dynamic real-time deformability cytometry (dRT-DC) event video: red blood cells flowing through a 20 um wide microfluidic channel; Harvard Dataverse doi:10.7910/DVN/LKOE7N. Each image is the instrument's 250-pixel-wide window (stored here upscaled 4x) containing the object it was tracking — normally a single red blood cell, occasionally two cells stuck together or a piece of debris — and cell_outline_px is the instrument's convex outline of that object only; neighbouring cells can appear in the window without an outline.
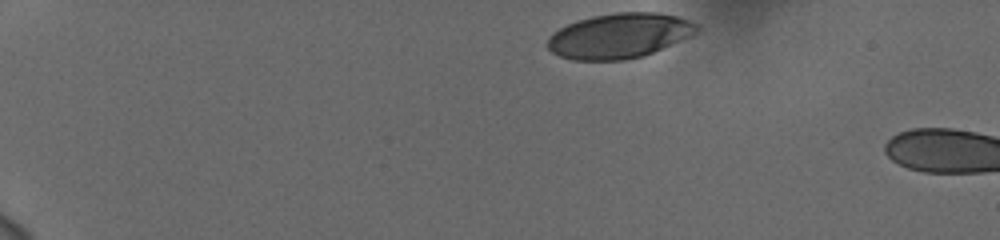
{"species": "human", "species_latin": "Homo sapiens", "temperature_condition": "cold", "stored_images_in_passage": 40, "camera_frame_rate_fps": 3000, "um_per_image_px": 0.085, "donor": {"sex": "female"}, "frame": {"image": 1, "passage_image": 1, "time_ms": 0.0, "image_size_px": [1000, 240], "cell_outline_px": [[700, 28], [692, 36], [644, 56], [624, 60], [572, 60], [560, 56], [552, 52], [544, 44], [548, 36], [552, 32], [576, 20], [592, 16], [616, 12], [656, 12], [676, 16], [688, 20], [696, 24]], "centroid_in_image_um": [52.61, 3.04], "position_along_channel_um": 32.4, "area_um2": 39.42}}
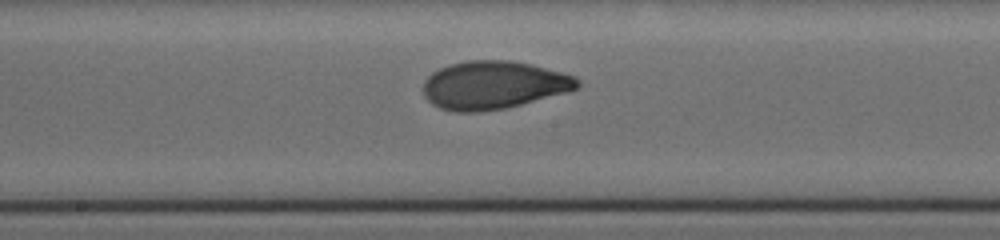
{"frame": {"image": 2, "passage_image": 23, "time_ms": 7.333, "image_size_px": [1000, 240], "cell_outline_px": [[580, 84], [576, 88], [568, 92], [504, 108], [476, 112], [456, 112], [440, 108], [432, 104], [424, 96], [424, 80], [432, 72], [440, 68], [452, 64], [468, 60], [508, 60], [532, 64], [576, 76], [580, 80]], "centroid_in_image_um": [41.95, 7.22], "position_along_channel_um": 206.2, "area_um2": 43.06}}
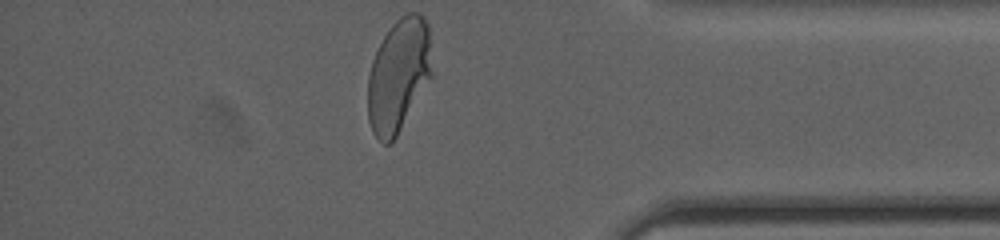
{"frame": {"image": 3, "passage_image": 40, "time_ms": 13.0, "image_size_px": [1000, 240], "cell_outline_px": [[432, 76], [392, 144], [384, 144], [372, 132], [368, 120], [368, 76], [372, 60], [384, 36], [392, 24], [400, 16], [408, 12], [420, 12], [424, 16], [428, 24], [432, 72]], "centroid_in_image_um": [33.88, 6.39], "position_along_channel_um": 401.3, "area_um2": 42.48}, "authors_computed_cell_mechanics": {"area_um2": 42.194, "velocity_mm_per_s": 3.735, "shape_relaxation_time_tau1_ms": 3.8004, "shape_relaxation_time_tau2_ms": 0.8642, "deformation_change_tau1": 0.1704, "deformation_change_tau2": 0.0566}}